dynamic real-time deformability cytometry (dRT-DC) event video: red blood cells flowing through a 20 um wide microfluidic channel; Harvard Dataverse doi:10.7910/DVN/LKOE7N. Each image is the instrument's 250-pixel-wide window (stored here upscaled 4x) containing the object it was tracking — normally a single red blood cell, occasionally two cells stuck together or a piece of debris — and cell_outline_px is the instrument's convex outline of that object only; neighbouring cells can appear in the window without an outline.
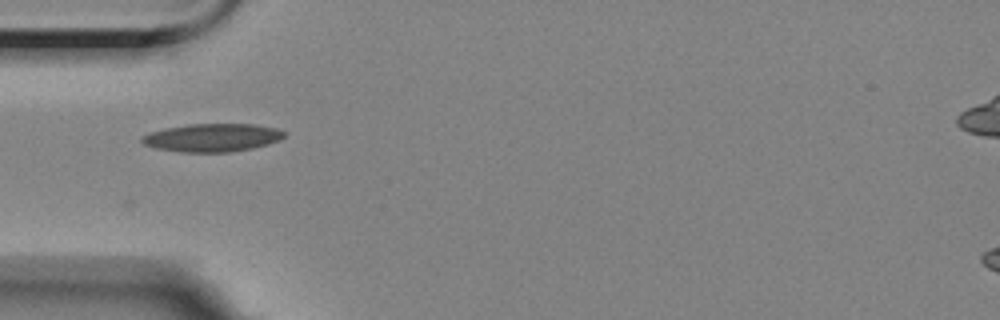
{"species": "Egyptian fruit bat (a non-hibernating species)", "species_latin": "Rousettus aegyptiacus", "temperature_condition": "room temperature", "stored_images_in_passage": 7, "camera_frame_rate_fps": 3000, "um_per_image_px": 0.085, "animal": {"sex": "female"}, "frame": {"image": 1, "passage_image": 5, "time_ms": 5.667, "image_size_px": [1000, 320], "cell_outline_px": [[284, 136], [280, 140], [268, 144], [252, 148], [228, 152], [180, 152], [156, 148], [144, 144], [140, 140], [140, 136], [148, 132], [164, 128], [188, 124], [256, 124], [276, 128], [284, 132]], "centroid_in_image_um": [18.0, 11.69], "position_along_channel_um": 67.0, "area_um2": 23.41}}
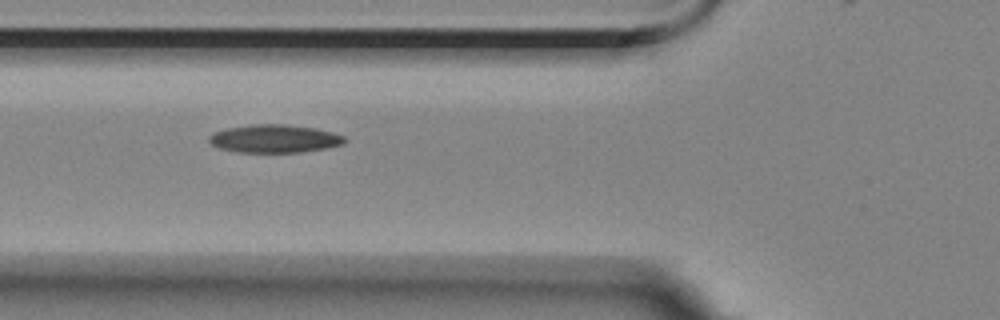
{"frame": {"image": 2, "passage_image": 6, "time_ms": 6.667, "image_size_px": [1000, 320], "cell_outline_px": [[344, 144], [324, 148], [300, 152], [236, 152], [220, 148], [212, 144], [208, 140], [208, 136], [212, 132], [224, 128], [252, 124], [284, 124], [316, 128], [332, 132], [344, 136]], "centroid_in_image_um": [23.28, 11.77], "position_along_channel_um": 102.5, "area_um2": 22.2}}
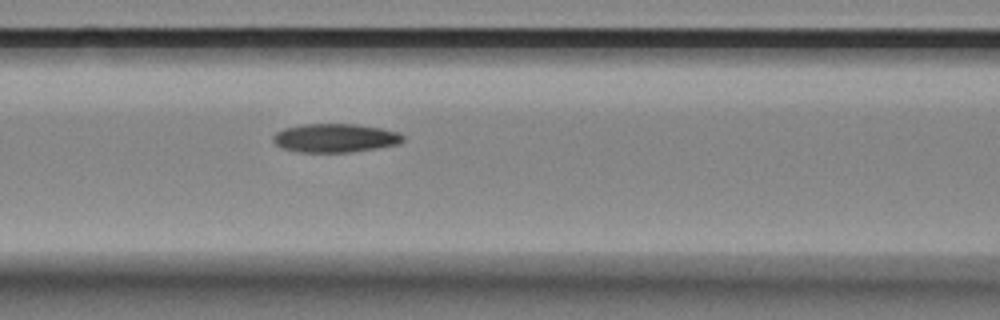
{"frame": {"image": 3, "passage_image": 7, "time_ms": 7.667, "image_size_px": [1000, 320], "cell_outline_px": [[404, 140], [396, 144], [376, 148], [348, 152], [300, 152], [280, 148], [272, 140], [272, 136], [276, 132], [284, 128], [304, 124], [356, 124], [380, 128], [400, 132], [404, 136]], "centroid_in_image_um": [28.45, 11.72], "position_along_channel_um": 138.1, "area_um2": 21.68}}